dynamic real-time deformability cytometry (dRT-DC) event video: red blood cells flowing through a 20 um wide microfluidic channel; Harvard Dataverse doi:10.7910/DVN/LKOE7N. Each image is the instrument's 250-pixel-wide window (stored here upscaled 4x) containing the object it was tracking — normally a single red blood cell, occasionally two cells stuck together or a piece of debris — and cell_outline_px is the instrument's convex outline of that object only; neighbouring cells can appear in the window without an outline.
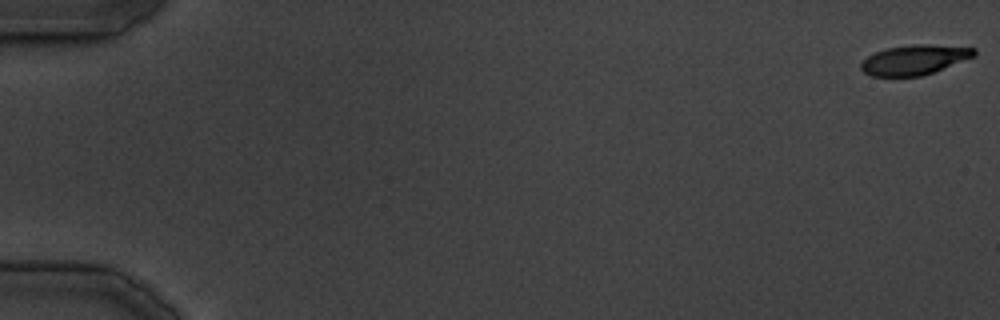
{"species": "common noctule bat (a hibernating species)", "species_latin": "Nyctalus noctula", "temperature_condition": "cold", "stored_images_in_passage": 34, "camera_frame_rate_fps": 3000, "um_per_image_px": 0.085, "animal": {"sex": "male", "body_mass_g": 19.5, "forearm_length_mm": 54.6}, "frame": {"image": 1, "passage_image": 1, "time_ms": 0.0, "image_size_px": [1000, 320], "cell_outline_px": [[976, 56], [932, 72], [920, 76], [872, 76], [864, 72], [860, 68], [860, 64], [868, 56], [876, 52], [888, 48], [920, 44], [928, 44], [976, 48]], "centroid_in_image_um": [77.74, 5.08], "position_along_channel_um": 7.3, "area_um2": 19.36}}
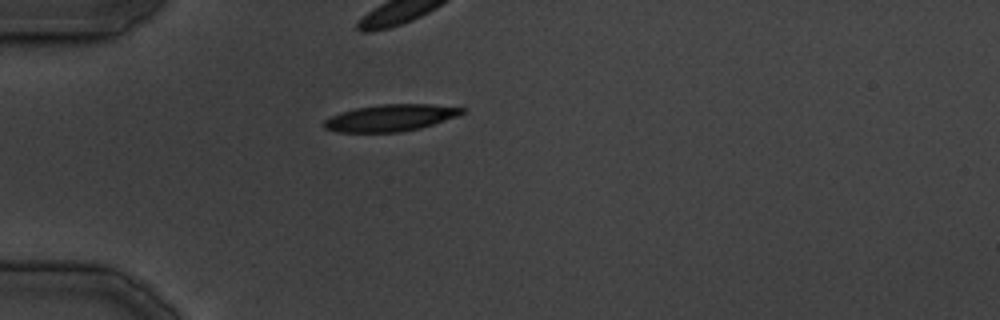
{"frame": {"image": 2, "passage_image": 13, "time_ms": 13.667, "image_size_px": [1000, 320], "cell_outline_px": [[468, 112], [420, 128], [400, 132], [336, 132], [324, 128], [324, 120], [340, 112], [356, 108], [384, 104], [432, 104], [468, 108]], "centroid_in_image_um": [33.22, 10.01], "position_along_channel_um": 51.8, "area_um2": 21.5}}